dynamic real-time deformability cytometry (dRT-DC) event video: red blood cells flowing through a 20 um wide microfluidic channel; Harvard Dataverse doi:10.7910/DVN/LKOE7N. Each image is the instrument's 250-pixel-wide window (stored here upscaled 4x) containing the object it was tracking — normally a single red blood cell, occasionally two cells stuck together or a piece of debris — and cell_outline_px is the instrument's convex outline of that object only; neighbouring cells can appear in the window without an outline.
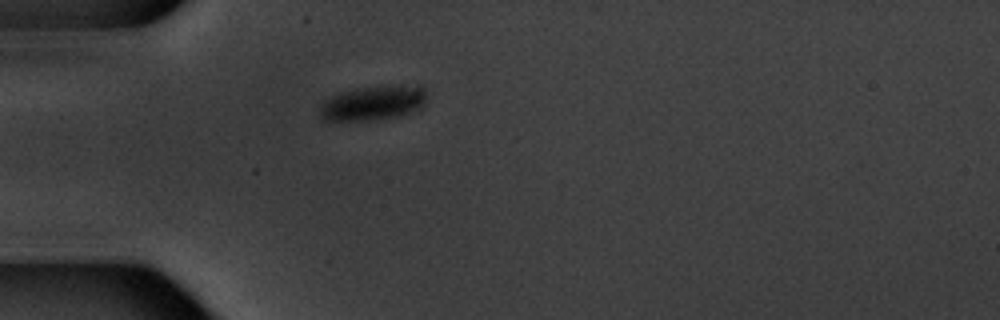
{"species": "common noctule bat (a hibernating species)", "species_latin": "Nyctalus noctula", "temperature_condition": "warm", "stored_images_in_passage": 1, "camera_frame_rate_fps": 3000, "um_per_image_px": 0.085, "animal": {"sex": "male", "body_mass_g": 20.1, "forearm_length_mm": 53.5}, "frame": {"image": 1, "passage_image": 1, "time_ms": 0.0, "image_size_px": [1000, 320], "cell_outline_px": [[428, 104], [420, 112], [400, 116], [376, 120], [324, 120], [320, 116], [320, 108], [332, 96], [340, 92], [380, 84], [424, 84], [428, 92]], "centroid_in_image_um": [31.96, 8.72], "position_along_channel_um": 53.0, "area_um2": 22.72}}